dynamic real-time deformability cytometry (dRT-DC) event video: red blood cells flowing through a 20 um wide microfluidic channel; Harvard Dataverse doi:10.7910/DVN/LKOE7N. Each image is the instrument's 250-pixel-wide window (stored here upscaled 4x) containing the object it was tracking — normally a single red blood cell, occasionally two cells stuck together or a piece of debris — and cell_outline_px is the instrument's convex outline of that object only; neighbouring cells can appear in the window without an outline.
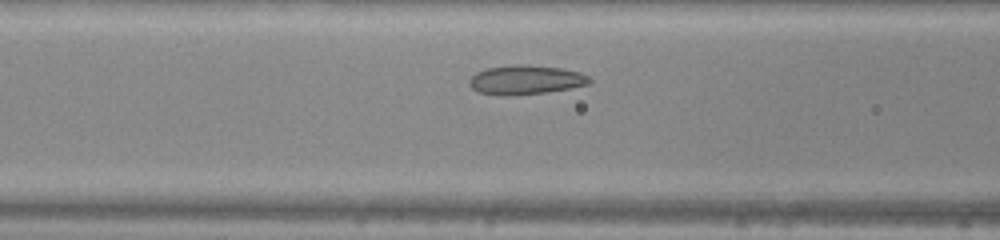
{"species": "common noctule bat (a hibernating species)", "species_latin": "Nyctalus noctula", "temperature_condition": "warm", "stored_images_in_passage": 29, "camera_frame_rate_fps": 3000, "um_per_image_px": 0.085, "animal": {"sex": "male", "body_mass_g": 20.0, "forearm_length_mm": 53.3}, "frame": {"image": 1, "passage_image": 9, "time_ms": 2.667, "image_size_px": [1000, 240], "cell_outline_px": [[592, 84], [548, 92], [480, 92], [472, 88], [468, 84], [468, 80], [476, 72], [488, 68], [516, 64], [520, 64], [560, 68], [580, 72], [588, 76], [592, 80]], "centroid_in_image_um": [44.77, 6.73], "position_along_channel_um": 121.8, "area_um2": 19.48}}
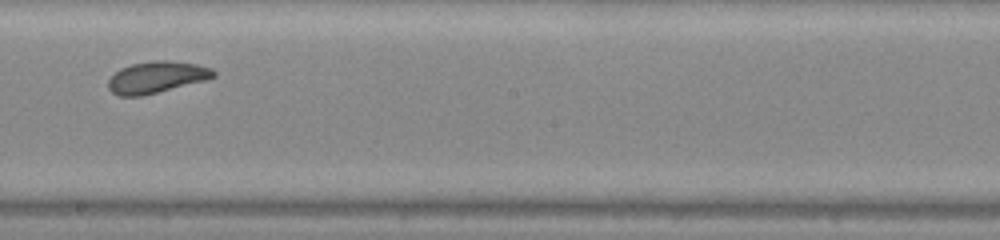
{"frame": {"image": 2, "passage_image": 17, "time_ms": 5.333, "image_size_px": [1000, 240], "cell_outline_px": [[216, 76], [204, 80], [140, 96], [120, 96], [112, 92], [108, 88], [108, 80], [120, 68], [132, 64], [156, 60], [164, 60], [196, 64], [212, 68], [216, 72]], "centroid_in_image_um": [13.29, 6.55], "position_along_channel_um": 234.9, "area_um2": 19.02}}
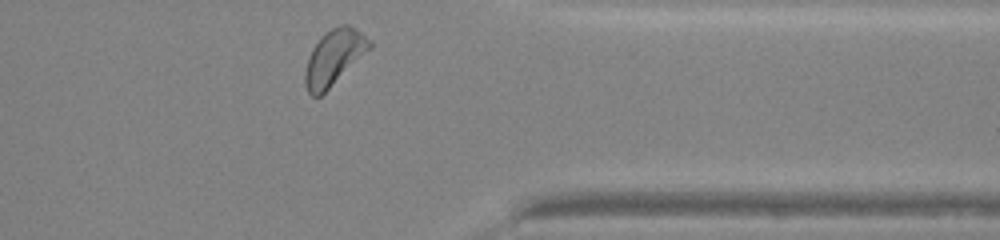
{"frame": {"image": 3, "passage_image": 28, "time_ms": 9.0, "image_size_px": [1000, 240], "cell_outline_px": [[372, 48], [320, 96], [312, 96], [308, 92], [304, 84], [304, 72], [308, 56], [312, 48], [324, 32], [340, 24], [348, 24], [372, 40]], "centroid_in_image_um": [28.39, 4.86], "position_along_channel_um": 383.0, "area_um2": 20.87}, "authors_computed_cell_mechanics": {"area_um2": 19.2474, "velocity_mm_per_s": 4.2535, "shape_relaxation_time_tau1_ms": 4.6082, "shape_relaxation_time_tau2_ms": 1.5434, "deformation_change_tau1": 0.1172, "deformation_change_tau2": 0.0655}}